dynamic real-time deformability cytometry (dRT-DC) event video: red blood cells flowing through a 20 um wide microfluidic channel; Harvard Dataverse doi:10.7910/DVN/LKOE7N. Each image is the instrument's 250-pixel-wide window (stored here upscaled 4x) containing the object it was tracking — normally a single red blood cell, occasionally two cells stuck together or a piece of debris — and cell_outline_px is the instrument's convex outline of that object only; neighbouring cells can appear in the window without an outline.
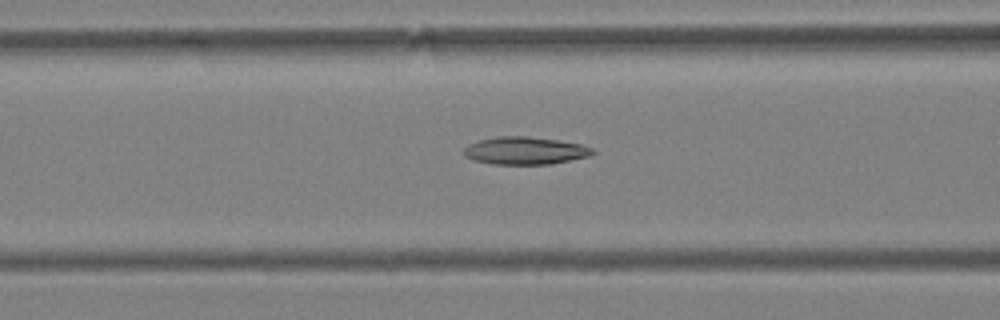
{"species": "Egyptian fruit bat (a non-hibernating species)", "species_latin": "Rousettus aegyptiacus", "temperature_condition": "warm", "stored_images_in_passage": 55, "camera_frame_rate_fps": 3000, "um_per_image_px": 0.085, "animal": {"sex": "female"}, "frame": {"image": 1, "passage_image": 23, "time_ms": 7.333, "image_size_px": [1000, 320], "cell_outline_px": [[596, 152], [588, 156], [548, 164], [492, 164], [476, 160], [464, 156], [460, 152], [468, 144], [480, 140], [500, 136], [524, 136], [556, 140], [580, 144], [592, 148]], "centroid_in_image_um": [44.57, 12.8], "position_along_channel_um": 122.0, "area_um2": 20.46}}
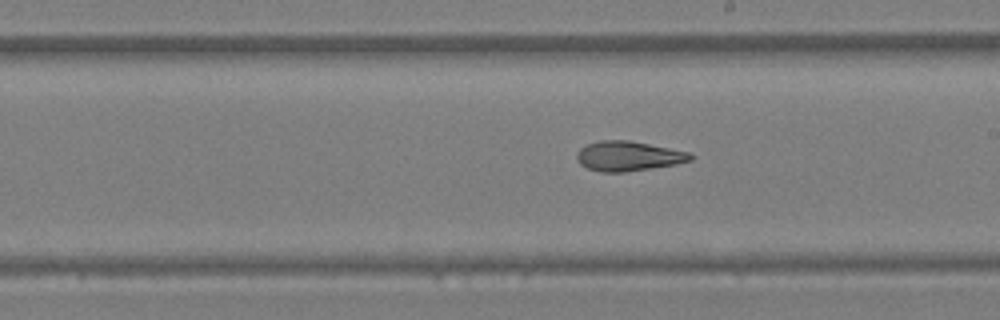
{"frame": {"image": 2, "passage_image": 32, "time_ms": 10.333, "image_size_px": [1000, 320], "cell_outline_px": [[696, 156], [692, 160], [676, 164], [652, 168], [624, 172], [600, 172], [588, 168], [580, 164], [576, 160], [576, 152], [580, 148], [588, 144], [600, 140], [628, 140], [692, 152]], "centroid_in_image_um": [53.43, 13.27], "position_along_channel_um": 235.6, "area_um2": 19.94}}
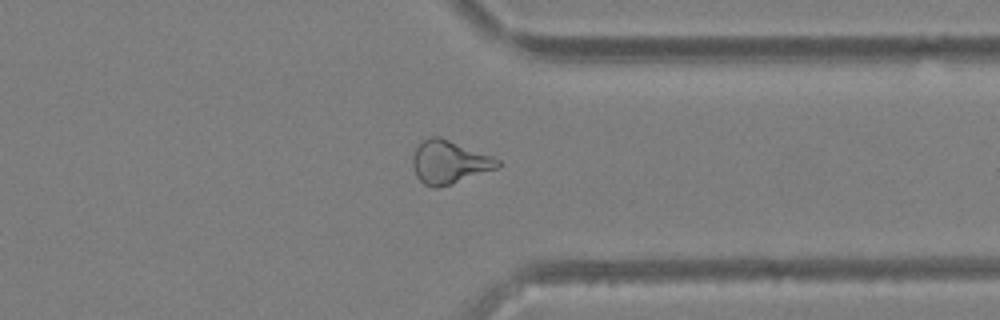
{"frame": {"image": 3, "passage_image": 43, "time_ms": 14.0, "image_size_px": [1000, 320], "cell_outline_px": [[500, 164], [496, 168], [436, 188], [432, 188], [424, 184], [416, 176], [412, 164], [412, 156], [416, 144], [420, 140], [432, 136], [440, 136], [492, 156], [500, 160]], "centroid_in_image_um": [38.11, 13.74], "position_along_channel_um": 373.3, "area_um2": 21.21}, "authors_computed_cell_mechanics": {"area_um2": 22.3686, "velocity_mm_per_s": 3.7936, "shape_relaxation_time_tau1_ms": null, "shape_relaxation_time_tau2_ms": 3.6012, "deformation_change_tau1": null, "deformation_change_tau2": 0.1292}}